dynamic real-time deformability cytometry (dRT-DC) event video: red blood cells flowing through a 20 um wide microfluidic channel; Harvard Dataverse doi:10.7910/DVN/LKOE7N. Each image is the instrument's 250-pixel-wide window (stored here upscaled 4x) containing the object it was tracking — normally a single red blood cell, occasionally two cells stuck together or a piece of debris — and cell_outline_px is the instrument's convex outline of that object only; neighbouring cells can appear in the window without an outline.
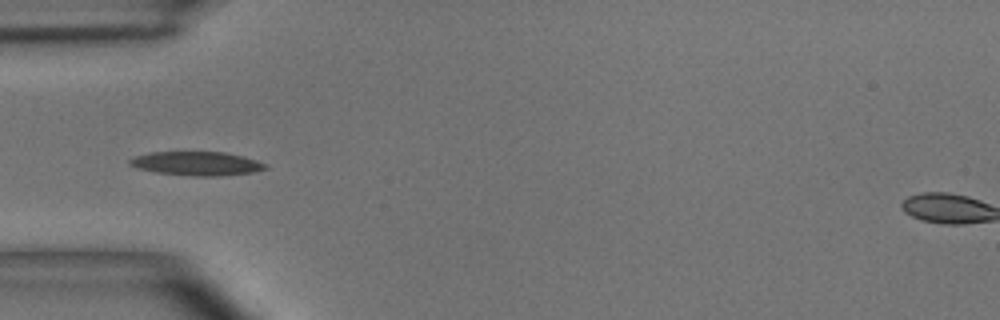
{"species": "common noctule bat (a hibernating species)", "species_latin": "Nyctalus noctula", "temperature_condition": "room temperature", "stored_images_in_passage": 8, "camera_frame_rate_fps": 3000, "um_per_image_px": 0.085, "animal": {"sex": "male", "body_mass_g": 15.6}, "frame": {"image": 1, "passage_image": 6, "time_ms": 6.667, "image_size_px": [1000, 320], "cell_outline_px": [[268, 168], [252, 172], [220, 176], [196, 176], [156, 172], [136, 168], [128, 164], [128, 160], [136, 156], [148, 152], [224, 152], [244, 156], [268, 164]], "centroid_in_image_um": [16.72, 13.89], "position_along_channel_um": 68.3, "area_um2": 18.9}}
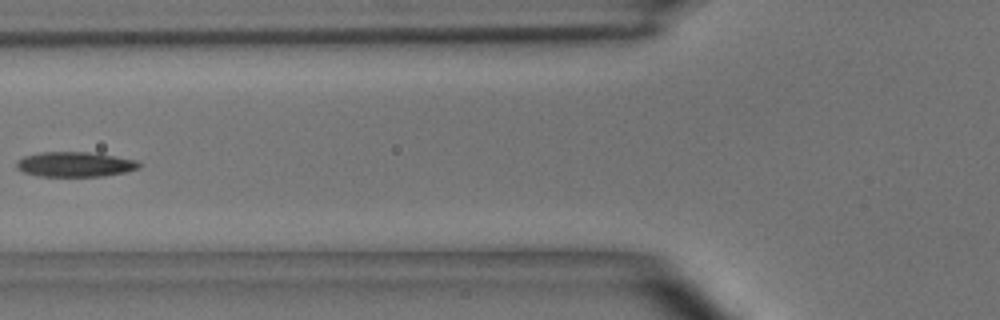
{"frame": {"image": 2, "passage_image": 7, "time_ms": 8.0, "image_size_px": [1000, 320], "cell_outline_px": [[140, 168], [124, 172], [104, 176], [40, 176], [24, 172], [16, 168], [16, 164], [24, 156], [40, 152], [88, 152], [136, 160], [140, 164]], "centroid_in_image_um": [6.36, 13.97], "position_along_channel_um": 119.4, "area_um2": 17.57}}